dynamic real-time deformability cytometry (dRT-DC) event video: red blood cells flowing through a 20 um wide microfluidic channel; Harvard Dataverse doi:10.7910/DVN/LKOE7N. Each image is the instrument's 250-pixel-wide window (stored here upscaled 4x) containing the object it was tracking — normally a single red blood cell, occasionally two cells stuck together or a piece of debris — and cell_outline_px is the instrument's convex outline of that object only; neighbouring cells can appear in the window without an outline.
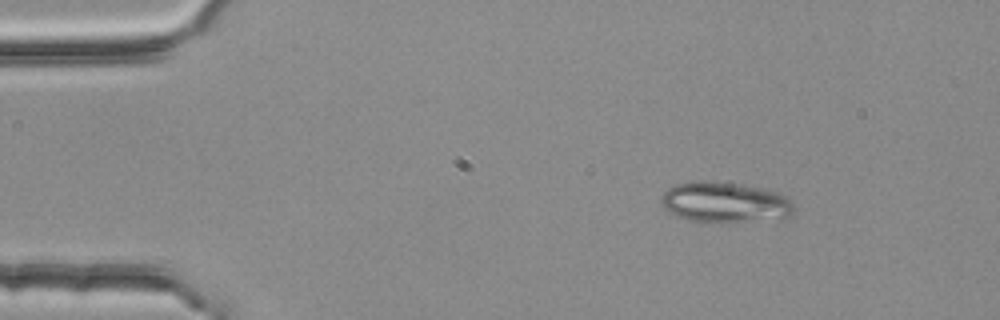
{"species": "common noctule bat (a hibernating species)", "species_latin": "Nyctalus noctula", "temperature_condition": "room temperature", "stored_images_in_passage": 3, "camera_frame_rate_fps": 3000, "um_per_image_px": 0.085, "animal": {"sex": "female", "body_mass_g": 25.1}, "frame": {"image": 1, "passage_image": 1, "time_ms": 0.0, "image_size_px": [1000, 320], "cell_outline_px": [[796, 208], [792, 216], [780, 220], [688, 220], [668, 212], [664, 208], [660, 200], [660, 196], [668, 188], [676, 184], [732, 184], [760, 188], [776, 192], [792, 200]], "centroid_in_image_um": [61.7, 17.24], "position_along_channel_um": 23.3, "area_um2": 30.0}}